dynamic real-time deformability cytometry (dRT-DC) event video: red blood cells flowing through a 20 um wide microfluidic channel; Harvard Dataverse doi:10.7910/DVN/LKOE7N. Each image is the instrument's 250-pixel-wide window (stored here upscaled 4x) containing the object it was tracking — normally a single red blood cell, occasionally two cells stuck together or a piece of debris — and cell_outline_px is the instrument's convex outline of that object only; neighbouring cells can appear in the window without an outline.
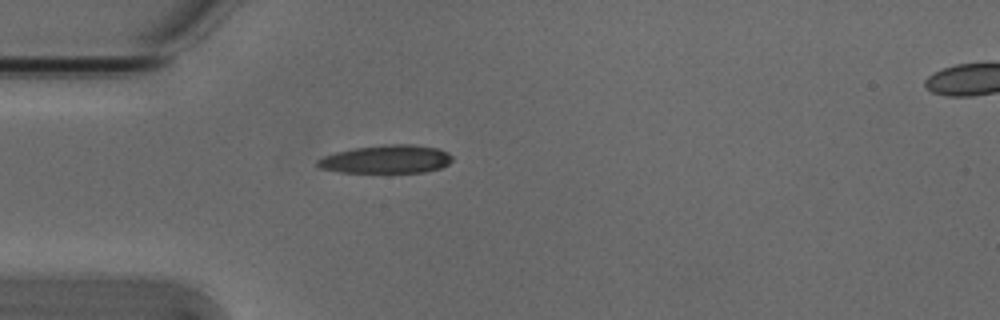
{"species": "Egyptian fruit bat (a non-hibernating species)", "species_latin": "Rousettus aegyptiacus", "temperature_condition": "cold", "stored_images_in_passage": 39, "camera_frame_rate_fps": 3000, "um_per_image_px": 0.085, "animal": {"sex": "male"}, "frame": {"image": 1, "passage_image": 1, "time_ms": 0.0, "image_size_px": [1000, 320], "cell_outline_px": [[452, 160], [448, 164], [440, 168], [424, 172], [340, 172], [320, 168], [316, 164], [316, 160], [324, 156], [336, 152], [352, 148], [384, 144], [412, 144], [436, 148], [448, 152], [452, 156]], "centroid_in_image_um": [32.83, 13.52], "position_along_channel_um": 52.2, "area_um2": 22.2}}
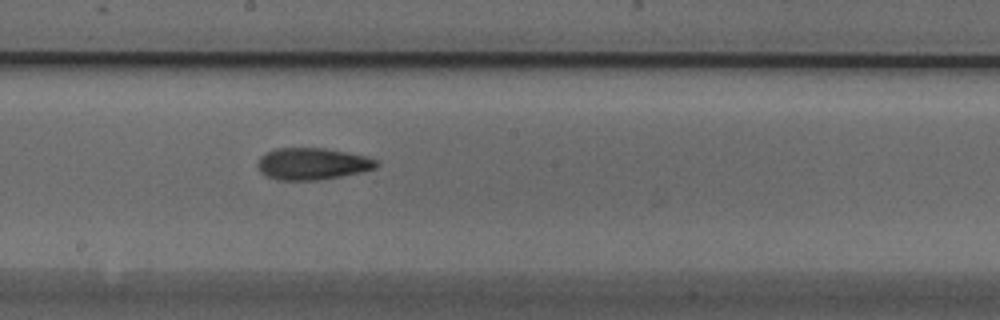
{"frame": {"image": 2, "passage_image": 15, "time_ms": 4.667, "image_size_px": [1000, 320], "cell_outline_px": [[380, 164], [376, 168], [360, 172], [320, 180], [276, 180], [264, 176], [260, 172], [256, 164], [260, 156], [276, 148], [324, 148], [364, 156], [376, 160]], "centroid_in_image_um": [26.49, 13.93], "position_along_channel_um": 221.7, "area_um2": 22.02}}
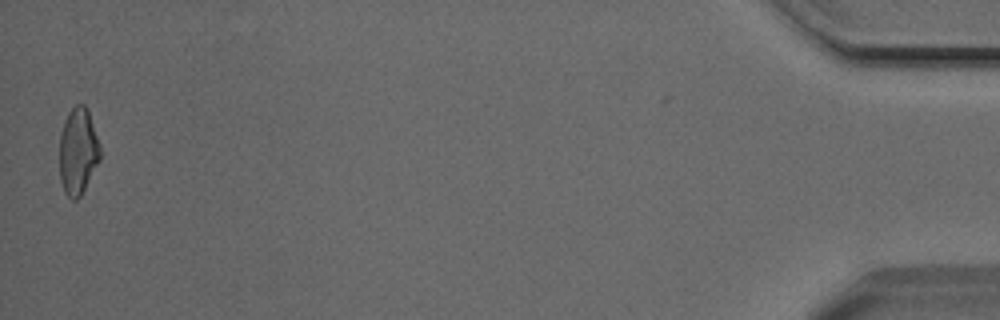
{"frame": {"image": 3, "passage_image": 39, "time_ms": 12.667, "image_size_px": [1000, 320], "cell_outline_px": [[100, 160], [80, 196], [76, 200], [72, 200], [64, 192], [60, 180], [60, 132], [68, 112], [76, 104], [84, 104], [88, 108], [100, 148]], "centroid_in_image_um": [6.62, 12.85], "position_along_channel_um": 428.6, "area_um2": 20.46}, "authors_computed_cell_mechanics": {"area_um2": 21.2126, "velocity_mm_per_s": 3.815, "shape_relaxation_time_tau1_ms": 9.083, "shape_relaxation_time_tau2_ms": 4.519, "deformation_change_tau1": 0.2144, "deformation_change_tau2": 0.1339}}